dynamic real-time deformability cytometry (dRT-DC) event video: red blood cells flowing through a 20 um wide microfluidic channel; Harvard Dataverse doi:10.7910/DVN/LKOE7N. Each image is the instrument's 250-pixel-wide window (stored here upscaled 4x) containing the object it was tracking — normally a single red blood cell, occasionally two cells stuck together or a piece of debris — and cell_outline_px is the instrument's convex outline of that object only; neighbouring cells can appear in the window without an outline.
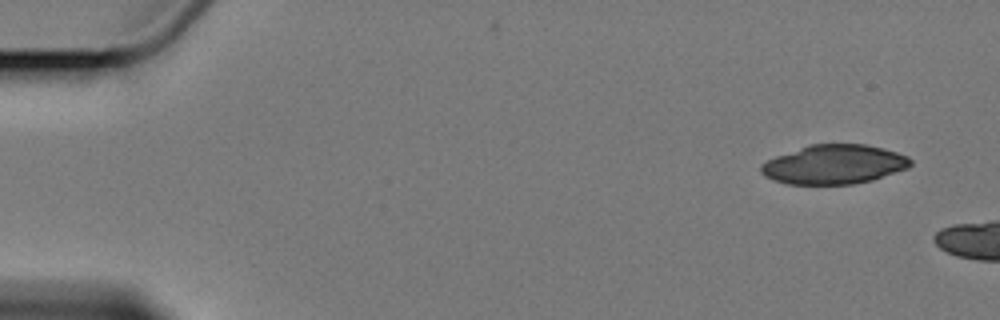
{"species": "Egyptian fruit bat (a non-hibernating species)", "species_latin": "Rousettus aegyptiacus", "temperature_condition": "cold", "stored_images_in_passage": 5, "camera_frame_rate_fps": 3000, "um_per_image_px": 0.085, "animal": {"sex": "female"}, "frame": {"image": 1, "passage_image": 1, "time_ms": 0.0, "image_size_px": [1000, 320], "cell_outline_px": [[912, 164], [908, 168], [872, 180], [852, 184], [788, 184], [772, 180], [764, 176], [760, 172], [760, 164], [776, 156], [808, 144], [864, 144], [884, 148], [908, 156], [912, 160]], "centroid_in_image_um": [70.89, 13.97], "position_along_channel_um": 14.1, "area_um2": 34.33}}